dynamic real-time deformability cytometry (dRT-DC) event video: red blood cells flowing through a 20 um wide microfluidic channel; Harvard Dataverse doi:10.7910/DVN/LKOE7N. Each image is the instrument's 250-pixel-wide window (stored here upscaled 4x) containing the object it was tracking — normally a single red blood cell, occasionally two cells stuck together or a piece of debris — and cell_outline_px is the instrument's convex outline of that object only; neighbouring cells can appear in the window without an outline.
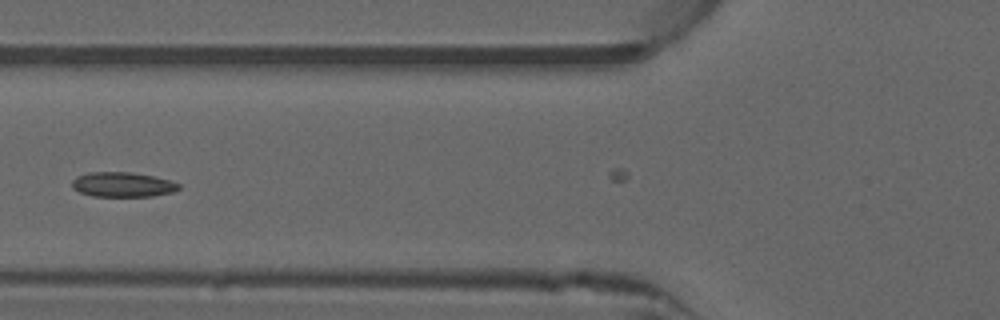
{"species": "common noctule bat (a hibernating species)", "species_latin": "Nyctalus noctula", "temperature_condition": "warm", "stored_images_in_passage": 20, "camera_frame_rate_fps": 3000, "um_per_image_px": 0.085, "animal": {"sex": "male", "forearm_length_mm": 52.5}, "frame": {"image": 1, "passage_image": 3, "time_ms": 0.667, "image_size_px": [1000, 320], "cell_outline_px": [[180, 188], [172, 192], [152, 196], [92, 196], [80, 192], [72, 188], [72, 180], [76, 176], [88, 172], [132, 172], [172, 180], [180, 184]], "centroid_in_image_um": [10.41, 15.68], "position_along_channel_um": 115.4, "area_um2": 15.49}}